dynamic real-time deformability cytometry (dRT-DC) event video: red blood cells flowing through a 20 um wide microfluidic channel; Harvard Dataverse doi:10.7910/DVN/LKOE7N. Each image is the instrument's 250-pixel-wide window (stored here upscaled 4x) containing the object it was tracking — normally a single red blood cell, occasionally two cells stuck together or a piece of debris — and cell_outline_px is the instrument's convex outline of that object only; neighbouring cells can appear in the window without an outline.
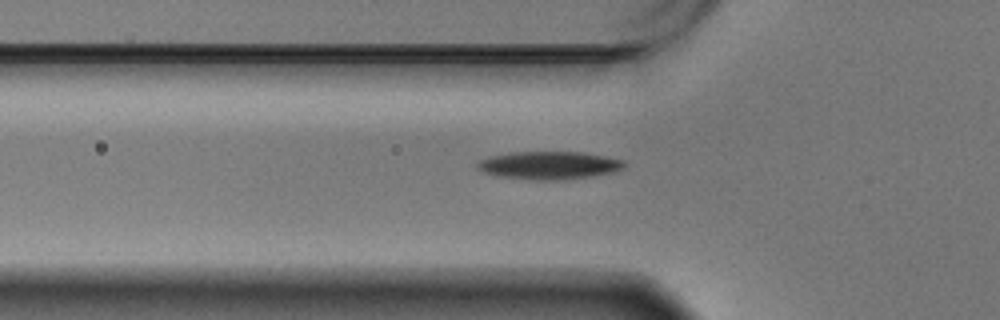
{"species": "Egyptian fruit bat (a non-hibernating species)", "species_latin": "Rousettus aegyptiacus", "temperature_condition": "warm", "stored_images_in_passage": 42, "camera_frame_rate_fps": 3000, "um_per_image_px": 0.085, "animal": {"sex": "male"}, "frame": {"image": 1, "passage_image": 4, "time_ms": 1.0, "image_size_px": [1000, 320], "cell_outline_px": [[628, 164], [624, 168], [616, 172], [592, 176], [564, 180], [536, 180], [496, 176], [484, 172], [476, 168], [476, 164], [480, 160], [492, 156], [512, 152], [580, 152], [604, 156], [624, 160]], "centroid_in_image_um": [46.71, 14.06], "position_along_channel_um": 79.1, "area_um2": 24.04}}
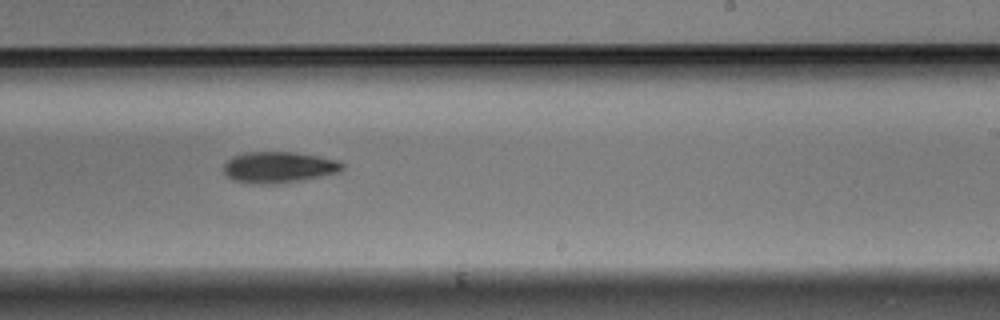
{"frame": {"image": 2, "passage_image": 20, "time_ms": 6.333, "image_size_px": [1000, 320], "cell_outline_px": [[344, 168], [340, 172], [304, 180], [276, 184], [260, 184], [232, 180], [224, 172], [224, 164], [232, 156], [244, 152], [292, 152], [320, 156], [340, 160], [344, 164]], "centroid_in_image_um": [23.74, 14.21], "position_along_channel_um": 265.3, "area_um2": 21.79}}
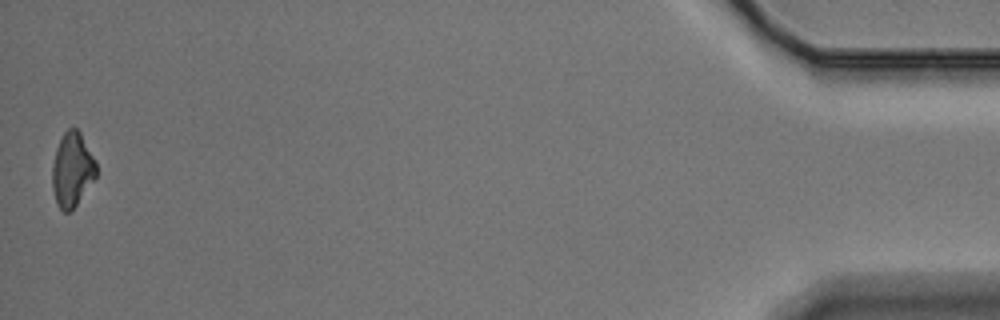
{"frame": {"image": 3, "passage_image": 42, "time_ms": 13.667, "image_size_px": [1000, 320], "cell_outline_px": [[96, 176], [76, 204], [68, 212], [64, 212], [56, 204], [52, 188], [52, 164], [56, 148], [64, 132], [68, 128], [76, 128], [80, 132], [96, 160]], "centroid_in_image_um": [6.12, 14.4], "position_along_channel_um": 429.1, "area_um2": 18.9}, "authors_computed_cell_mechanics": {"area_um2": 21.2126, "velocity_mm_per_s": 3.4779, "shape_relaxation_time_tau1_ms": 1.999, "shape_relaxation_time_tau2_ms": null, "deformation_change_tau1": 0.0982, "deformation_change_tau2": null}}